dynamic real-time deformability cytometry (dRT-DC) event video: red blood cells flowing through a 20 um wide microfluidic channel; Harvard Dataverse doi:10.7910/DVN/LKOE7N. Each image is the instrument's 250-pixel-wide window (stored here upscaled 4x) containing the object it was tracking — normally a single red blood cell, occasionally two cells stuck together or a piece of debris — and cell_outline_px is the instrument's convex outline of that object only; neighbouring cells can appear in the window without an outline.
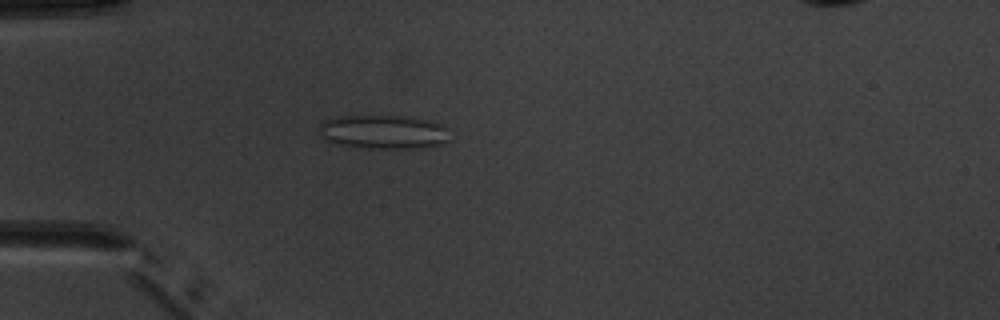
{"species": "common noctule bat (a hibernating species)", "species_latin": "Nyctalus noctula", "temperature_condition": "warm", "stored_images_in_passage": 4, "camera_frame_rate_fps": 3000, "um_per_image_px": 0.085, "animal": {"sex": "male", "body_mass_g": 20.1, "forearm_length_mm": 53.5}, "frame": {"image": 1, "passage_image": 4, "time_ms": 3.333, "image_size_px": [1000, 320], "cell_outline_px": [[452, 140], [444, 144], [424, 148], [360, 148], [336, 144], [328, 140], [316, 132], [316, 128], [324, 120], [340, 116], [404, 116], [432, 120], [440, 124], [444, 128]], "centroid_in_image_um": [32.59, 11.22], "position_along_channel_um": 52.4, "area_um2": 26.3}}